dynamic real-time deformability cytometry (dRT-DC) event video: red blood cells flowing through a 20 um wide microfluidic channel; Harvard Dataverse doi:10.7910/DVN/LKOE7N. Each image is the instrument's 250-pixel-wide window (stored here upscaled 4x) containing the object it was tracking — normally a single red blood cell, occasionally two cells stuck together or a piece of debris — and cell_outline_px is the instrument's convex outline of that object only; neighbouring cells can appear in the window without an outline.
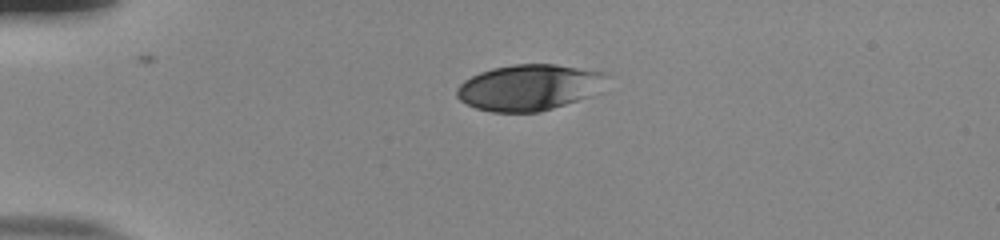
{"species": "human", "species_latin": "Homo sapiens", "temperature_condition": "room temperature", "stored_images_in_passage": 42, "camera_frame_rate_fps": 3000, "um_per_image_px": 0.085, "donor": {"sex": "male"}, "frame": {"image": 1, "passage_image": 1, "time_ms": 0.0, "image_size_px": [1000, 240], "cell_outline_px": [[608, 76], [600, 92], [592, 96], [540, 112], [492, 112], [476, 108], [460, 100], [456, 96], [456, 88], [464, 80], [480, 72], [492, 68], [512, 64], [556, 64], [608, 72]], "centroid_in_image_um": [45.02, 7.42], "position_along_channel_um": 40.0, "area_um2": 40.63}}
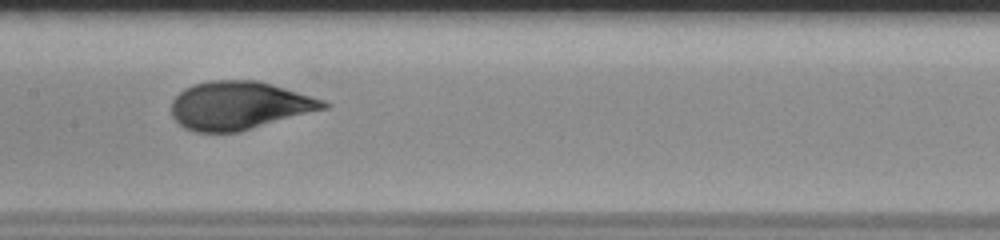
{"frame": {"image": 2, "passage_image": 16, "time_ms": 5.0, "image_size_px": [1000, 240], "cell_outline_px": [[332, 104], [328, 108], [240, 132], [196, 132], [184, 128], [172, 116], [172, 100], [184, 88], [192, 84], [208, 80], [256, 80], [272, 84], [324, 100]], "centroid_in_image_um": [20.34, 8.97], "position_along_channel_um": 187.1, "area_um2": 42.89}}
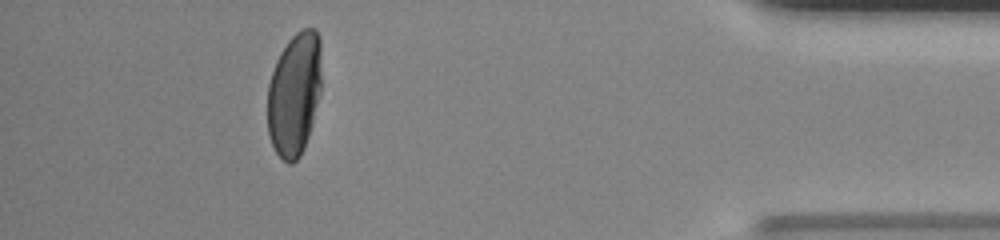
{"frame": {"image": 3, "passage_image": 37, "time_ms": 12.0, "image_size_px": [1000, 240], "cell_outline_px": [[320, 92], [312, 124], [304, 148], [300, 156], [292, 164], [288, 164], [276, 152], [272, 144], [268, 132], [268, 84], [276, 60], [280, 52], [288, 40], [296, 32], [304, 28], [316, 28], [320, 40]], "centroid_in_image_um": [25.02, 7.98], "position_along_channel_um": 410.2, "area_um2": 38.78}, "authors_computed_cell_mechanics": {"area_um2": 41.905, "velocity_mm_per_s": 3.8225, "shape_relaxation_time_tau1_ms": 4.0849, "shape_relaxation_time_tau2_ms": null, "deformation_change_tau1": 0.2038, "deformation_change_tau2": null}}